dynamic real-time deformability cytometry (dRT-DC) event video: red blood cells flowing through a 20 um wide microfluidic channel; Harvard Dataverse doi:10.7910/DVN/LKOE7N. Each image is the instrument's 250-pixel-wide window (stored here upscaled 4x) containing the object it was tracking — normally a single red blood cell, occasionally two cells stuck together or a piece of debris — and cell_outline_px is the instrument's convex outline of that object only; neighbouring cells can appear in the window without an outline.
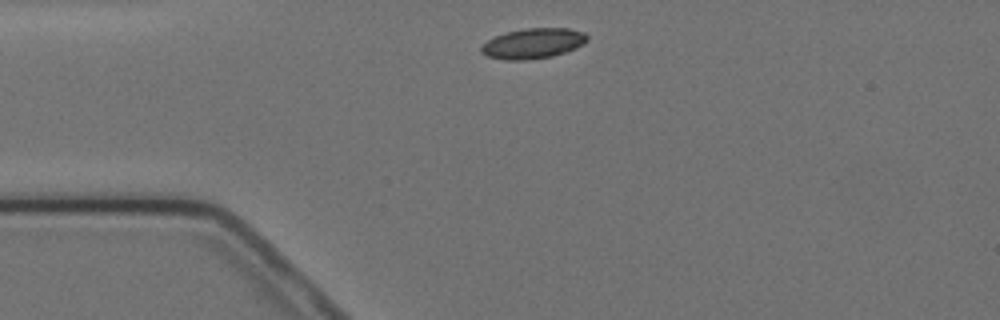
{"species": "Egyptian fruit bat (a non-hibernating species)", "species_latin": "Rousettus aegyptiacus", "temperature_condition": "cold", "stored_images_in_passage": 3, "camera_frame_rate_fps": 3000, "um_per_image_px": 0.085, "animal": {"sex": "female"}, "frame": {"image": 1, "passage_image": 1, "time_ms": 0.0, "image_size_px": [1000, 320], "cell_outline_px": [[588, 40], [584, 44], [576, 48], [552, 56], [524, 60], [504, 60], [488, 56], [480, 52], [480, 44], [496, 36], [508, 32], [524, 28], [568, 28], [584, 32], [588, 36]], "centroid_in_image_um": [45.31, 3.69], "position_along_channel_um": 39.7, "area_um2": 18.73}}
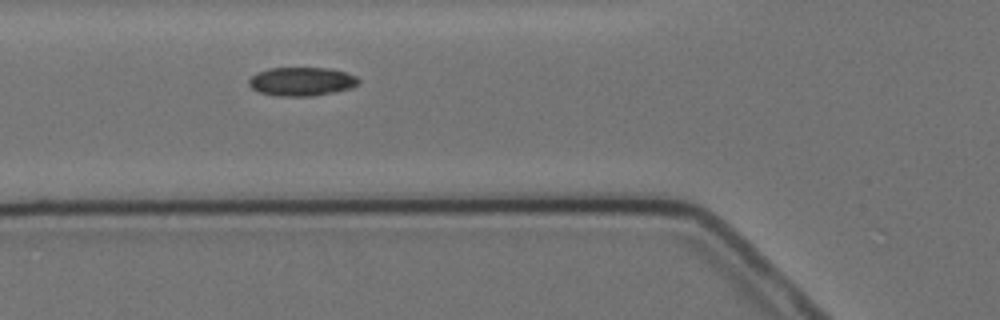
{"frame": {"image": 2, "passage_image": 3, "time_ms": 2.333, "image_size_px": [1000, 320], "cell_outline_px": [[360, 84], [352, 88], [336, 92], [312, 96], [272, 96], [260, 92], [252, 88], [248, 84], [248, 80], [256, 72], [268, 68], [332, 68], [356, 76], [360, 80]], "centroid_in_image_um": [25.65, 6.93], "position_along_channel_um": 100.2, "area_um2": 18.61}}